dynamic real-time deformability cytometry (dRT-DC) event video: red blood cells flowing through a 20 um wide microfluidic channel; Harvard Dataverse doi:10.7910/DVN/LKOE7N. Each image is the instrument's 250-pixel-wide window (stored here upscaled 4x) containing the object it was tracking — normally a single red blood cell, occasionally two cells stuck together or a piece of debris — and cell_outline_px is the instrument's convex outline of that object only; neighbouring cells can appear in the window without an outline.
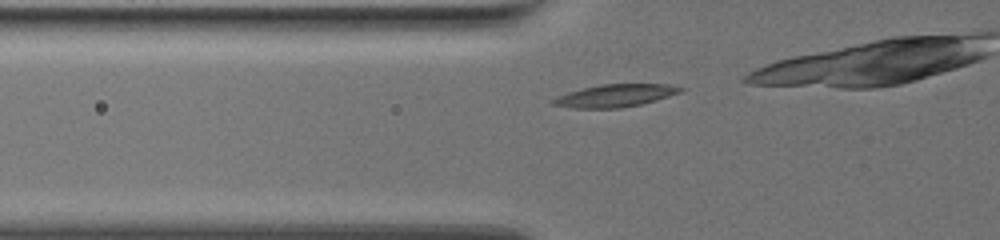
{"species": "common noctule bat (a hibernating species)", "species_latin": "Nyctalus noctula", "temperature_condition": "warm", "stored_images_in_passage": 9, "camera_frame_rate_fps": 3000, "um_per_image_px": 0.085, "animal": {"sex": "female", "body_mass_g": 19.5, "forearm_length_mm": 54.1}, "frame": {"image": 1, "passage_image": 4, "time_ms": 1.0, "image_size_px": [1000, 240], "cell_outline_px": [[684, 88], [680, 92], [656, 100], [640, 104], [620, 108], [572, 108], [552, 104], [552, 100], [556, 96], [568, 92], [600, 84], [668, 84]], "centroid_in_image_um": [52.27, 8.13], "position_along_channel_um": 73.5, "area_um2": 16.59}}
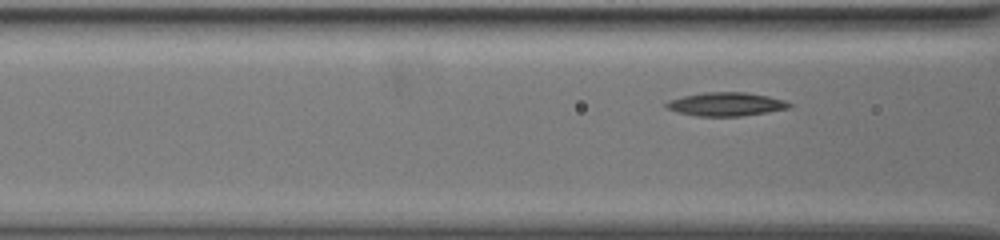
{"frame": {"image": 2, "passage_image": 7, "time_ms": 2.0, "image_size_px": [1000, 240], "cell_outline_px": [[792, 108], [768, 112], [740, 116], [700, 116], [676, 112], [668, 108], [664, 104], [668, 100], [684, 96], [704, 92], [744, 92], [768, 96], [784, 100], [792, 104]], "centroid_in_image_um": [61.73, 8.85], "position_along_channel_um": 104.9, "area_um2": 16.88}}